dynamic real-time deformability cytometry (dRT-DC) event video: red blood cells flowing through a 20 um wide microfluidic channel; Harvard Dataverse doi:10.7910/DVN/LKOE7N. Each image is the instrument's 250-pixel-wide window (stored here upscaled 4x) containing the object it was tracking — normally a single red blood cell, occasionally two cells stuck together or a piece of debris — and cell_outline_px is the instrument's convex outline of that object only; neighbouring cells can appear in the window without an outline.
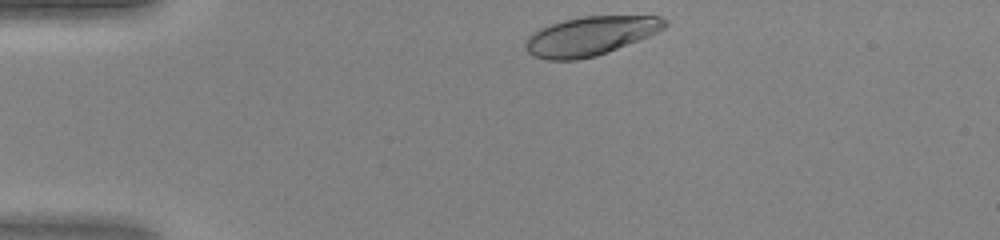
{"species": "human", "species_latin": "Homo sapiens", "temperature_condition": "warm", "stored_images_in_passage": 30, "camera_frame_rate_fps": 3000, "um_per_image_px": 0.085, "donor": {"sex": "female"}, "frame": {"image": 1, "passage_image": 1, "time_ms": 0.0, "image_size_px": [1000, 240], "cell_outline_px": [[668, 24], [664, 28], [648, 36], [608, 52], [596, 56], [576, 60], [548, 60], [532, 56], [524, 48], [524, 40], [532, 32], [540, 28], [564, 20], [584, 16], [660, 16], [668, 20]], "centroid_in_image_um": [50.14, 3.06], "position_along_channel_um": 34.9, "area_um2": 31.67}}
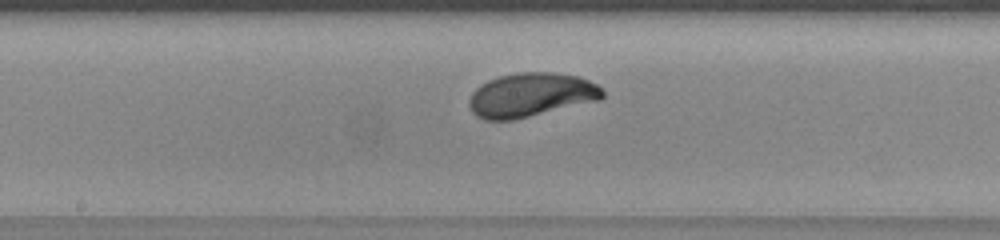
{"frame": {"image": 2, "passage_image": 16, "time_ms": 5.0, "image_size_px": [1000, 240], "cell_outline_px": [[604, 96], [600, 100], [512, 120], [484, 120], [476, 116], [472, 112], [468, 104], [468, 100], [472, 92], [480, 84], [488, 80], [500, 76], [516, 72], [556, 72], [576, 76], [588, 80], [596, 84], [604, 92]], "centroid_in_image_um": [45.1, 8.07], "position_along_channel_um": 203.1, "area_um2": 34.28}}
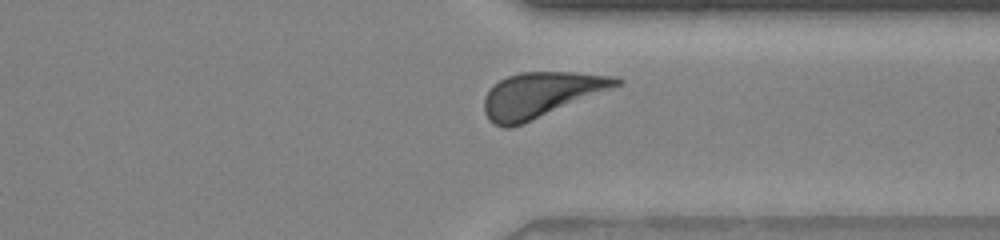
{"frame": {"image": 3, "passage_image": 27, "time_ms": 8.667, "image_size_px": [1000, 240], "cell_outline_px": [[624, 84], [512, 128], [504, 128], [488, 120], [484, 112], [484, 96], [500, 80], [508, 76], [520, 72], [576, 72], [620, 76], [624, 80]], "centroid_in_image_um": [46.04, 8.05], "position_along_channel_um": 365.4, "area_um2": 34.85}}